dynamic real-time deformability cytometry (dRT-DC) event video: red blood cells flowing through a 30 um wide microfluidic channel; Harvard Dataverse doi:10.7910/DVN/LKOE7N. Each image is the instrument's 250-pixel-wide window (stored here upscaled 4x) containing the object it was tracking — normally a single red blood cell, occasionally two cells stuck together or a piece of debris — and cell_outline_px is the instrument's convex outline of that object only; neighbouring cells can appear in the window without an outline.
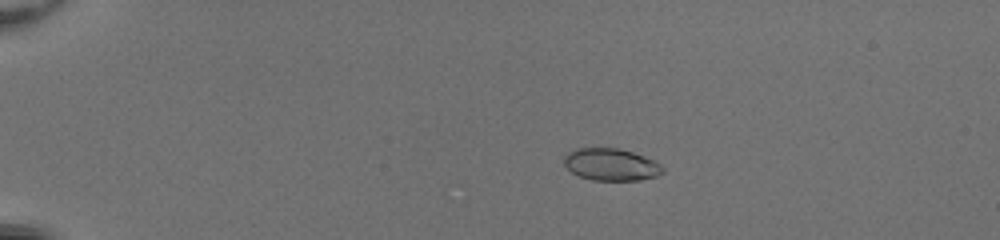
{"species": "common noctule bat (a hibernating species)", "species_latin": "Nyctalus noctula", "temperature_condition": "room temperature", "stored_images_in_passage": 53, "camera_frame_rate_fps": 3000, "um_per_image_px": 0.085, "animal": {"sex": "female", "body_mass_g": 20.0, "forearm_length_mm": 54.0}, "frame": {"image": 1, "passage_image": 13, "time_ms": 4.0, "image_size_px": [1000, 240], "cell_outline_px": [[664, 172], [656, 176], [640, 180], [592, 180], [580, 176], [572, 172], [564, 164], [564, 156], [568, 152], [576, 148], [616, 148], [632, 152], [656, 160], [664, 168]], "centroid_in_image_um": [51.96, 13.98], "position_along_channel_um": 33.0, "area_um2": 18.5}}
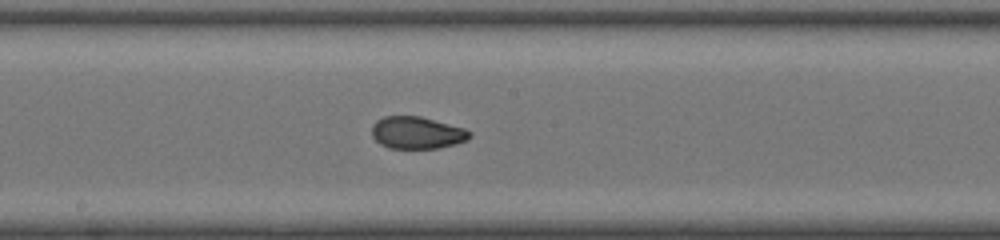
{"frame": {"image": 2, "passage_image": 32, "time_ms": 10.333, "image_size_px": [1000, 240], "cell_outline_px": [[472, 136], [468, 140], [456, 144], [440, 148], [388, 148], [380, 144], [372, 136], [372, 124], [376, 120], [384, 116], [420, 116], [464, 128], [472, 132]], "centroid_in_image_um": [35.45, 11.28], "position_along_channel_um": 212.8, "area_um2": 18.5}}
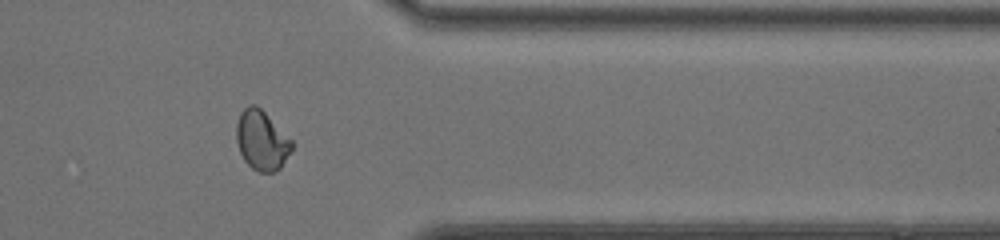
{"frame": {"image": 3, "passage_image": 45, "time_ms": 14.667, "image_size_px": [1000, 240], "cell_outline_px": [[292, 148], [280, 168], [272, 172], [260, 172], [252, 168], [244, 160], [240, 152], [236, 140], [236, 124], [240, 112], [248, 104], [256, 104], [292, 140]], "centroid_in_image_um": [22.21, 11.91], "position_along_channel_um": 389.2, "area_um2": 19.07}, "authors_computed_cell_mechanics": {"area_um2": 18.9584, "velocity_mm_per_s": 4.2195, "shape_relaxation_time_tau1_ms": null, "shape_relaxation_time_tau2_ms": 0.9185, "deformation_change_tau1": null, "deformation_change_tau2": 0.0483}}